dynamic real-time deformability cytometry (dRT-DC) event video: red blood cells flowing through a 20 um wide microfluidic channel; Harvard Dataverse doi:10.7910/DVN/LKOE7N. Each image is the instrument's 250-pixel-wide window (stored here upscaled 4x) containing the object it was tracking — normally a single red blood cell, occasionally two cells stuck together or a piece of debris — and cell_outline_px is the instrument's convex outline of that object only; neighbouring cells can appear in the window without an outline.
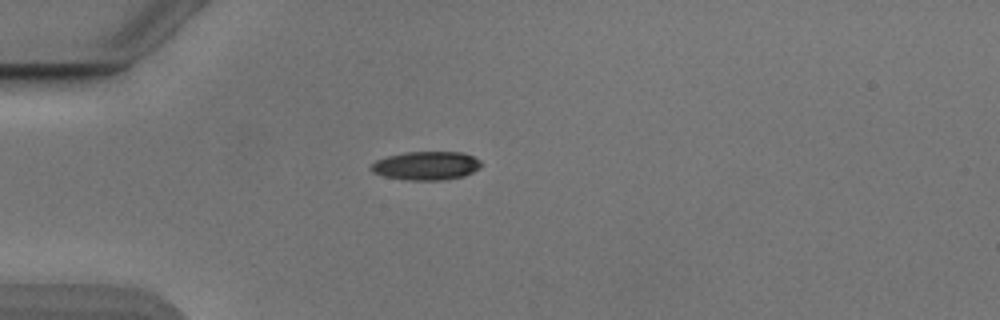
{"species": "Egyptian fruit bat (a non-hibernating species)", "species_latin": "Rousettus aegyptiacus", "temperature_condition": "cold", "stored_images_in_passage": 19, "camera_frame_rate_fps": 3000, "um_per_image_px": 0.085, "animal": {"sex": "male"}, "frame": {"image": 1, "passage_image": 1, "time_ms": 0.0, "image_size_px": [1000, 320], "cell_outline_px": [[484, 164], [480, 168], [464, 176], [444, 180], [408, 180], [384, 176], [372, 172], [368, 168], [376, 160], [388, 156], [404, 152], [460, 152], [472, 156], [480, 160]], "centroid_in_image_um": [36.23, 14.08], "position_along_channel_um": 48.8, "area_um2": 18.44}}
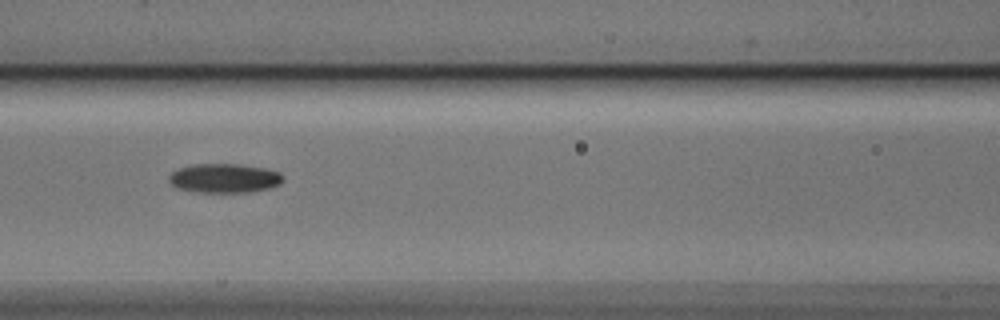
{"frame": {"image": 2, "passage_image": 10, "time_ms": 3.0, "image_size_px": [1000, 320], "cell_outline_px": [[284, 180], [280, 184], [268, 188], [248, 192], [196, 192], [176, 188], [168, 180], [168, 176], [172, 172], [180, 168], [192, 164], [240, 164], [268, 168], [280, 172], [284, 176]], "centroid_in_image_um": [19.09, 15.14], "position_along_channel_um": 147.5, "area_um2": 19.59}}
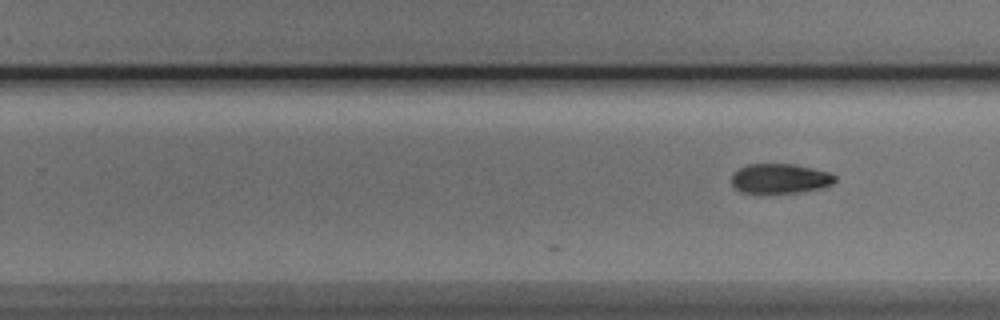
{"frame": {"image": 3, "passage_image": 19, "time_ms": 6.0, "image_size_px": [1000, 320], "cell_outline_px": [[836, 180], [832, 184], [820, 188], [800, 192], [764, 196], [740, 192], [732, 184], [732, 172], [748, 164], [796, 164], [828, 172], [836, 176]], "centroid_in_image_um": [66.25, 15.22], "position_along_channel_um": 263.5, "area_um2": 18.61}}